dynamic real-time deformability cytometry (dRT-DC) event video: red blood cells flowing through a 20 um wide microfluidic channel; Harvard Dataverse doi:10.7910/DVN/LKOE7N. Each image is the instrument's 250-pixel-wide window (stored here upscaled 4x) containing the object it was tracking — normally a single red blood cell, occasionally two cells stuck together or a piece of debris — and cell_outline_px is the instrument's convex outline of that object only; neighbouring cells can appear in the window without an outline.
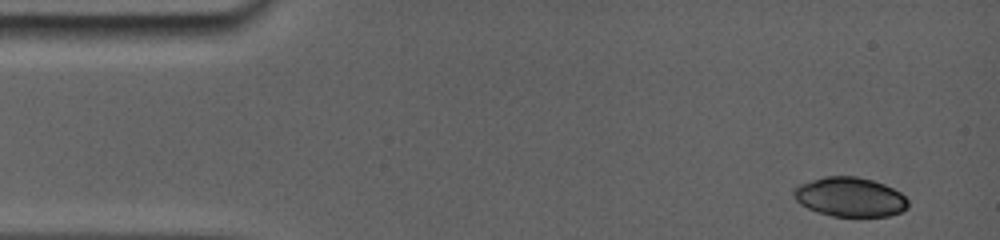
{"species": "common noctule bat (a hibernating species)", "species_latin": "Nyctalus noctula", "temperature_condition": "room temperature", "stored_images_in_passage": 4, "camera_frame_rate_fps": 5000, "um_per_image_px": 0.085, "animal": {"sex": "female", "body_mass_g": 19.0, "forearm_length_mm": 56.7}, "frame": {"image": 1, "passage_image": 1, "time_ms": 0.0, "image_size_px": [1000, 240], "cell_outline_px": [[908, 208], [900, 212], [888, 216], [832, 216], [816, 212], [800, 204], [792, 196], [792, 192], [800, 184], [828, 176], [856, 176], [872, 180], [884, 184], [900, 192], [908, 200]], "centroid_in_image_um": [72.25, 16.75], "position_along_channel_um": 12.8, "area_um2": 26.13}}